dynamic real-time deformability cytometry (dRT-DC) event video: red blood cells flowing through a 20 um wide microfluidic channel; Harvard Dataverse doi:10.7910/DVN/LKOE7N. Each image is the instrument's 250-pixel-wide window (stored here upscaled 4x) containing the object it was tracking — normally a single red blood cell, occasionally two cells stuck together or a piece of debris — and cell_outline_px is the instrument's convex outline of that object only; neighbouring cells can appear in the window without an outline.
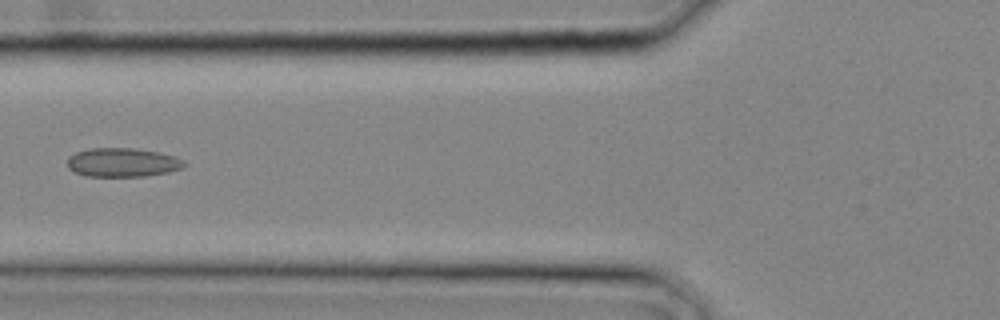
{"species": "common noctule bat (a hibernating species)", "species_latin": "Nyctalus noctula", "temperature_condition": "cold", "stored_images_in_passage": 10, "camera_frame_rate_fps": 3000, "um_per_image_px": 0.085, "animal": {"sex": "male", "body_mass_g": 20.4}, "frame": {"image": 1, "passage_image": 9, "time_ms": 2.667, "image_size_px": [1000, 320], "cell_outline_px": [[184, 168], [168, 172], [144, 176], [84, 176], [68, 168], [68, 156], [76, 152], [88, 148], [136, 148], [156, 152], [172, 156], [184, 160]], "centroid_in_image_um": [10.38, 13.8], "position_along_channel_um": 115.4, "area_um2": 19.59}}